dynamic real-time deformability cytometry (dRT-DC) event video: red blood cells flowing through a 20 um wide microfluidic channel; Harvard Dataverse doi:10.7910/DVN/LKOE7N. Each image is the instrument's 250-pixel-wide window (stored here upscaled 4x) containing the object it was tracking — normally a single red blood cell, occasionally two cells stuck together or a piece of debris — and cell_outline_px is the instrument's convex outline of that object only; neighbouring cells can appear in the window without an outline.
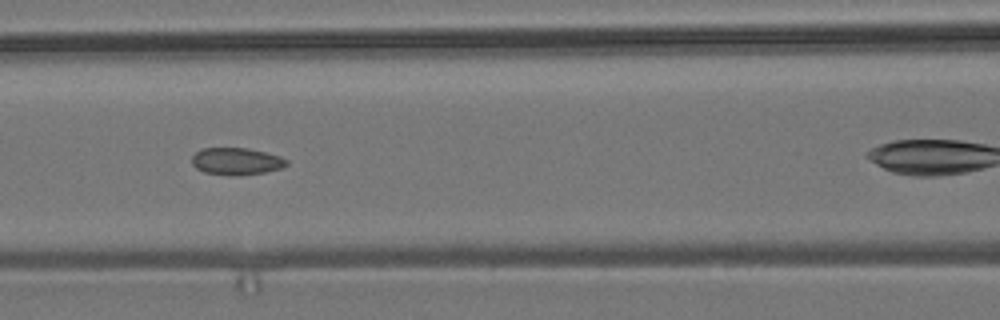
{"species": "common noctule bat (a hibernating species)", "species_latin": "Nyctalus noctula", "temperature_condition": "room temperature", "stored_images_in_passage": 8, "camera_frame_rate_fps": 3000, "um_per_image_px": 0.085, "animal": {"sex": "male", "body_mass_g": 19.2, "forearm_length_mm": 51.8}, "frame": {"image": 1, "passage_image": 4, "time_ms": 1.0, "image_size_px": [1000, 320], "cell_outline_px": [[288, 164], [280, 168], [264, 172], [236, 176], [204, 172], [196, 168], [192, 164], [192, 156], [200, 148], [248, 148], [280, 156], [288, 160]], "centroid_in_image_um": [20.07, 13.7], "position_along_channel_um": 146.5, "area_um2": 14.91}}